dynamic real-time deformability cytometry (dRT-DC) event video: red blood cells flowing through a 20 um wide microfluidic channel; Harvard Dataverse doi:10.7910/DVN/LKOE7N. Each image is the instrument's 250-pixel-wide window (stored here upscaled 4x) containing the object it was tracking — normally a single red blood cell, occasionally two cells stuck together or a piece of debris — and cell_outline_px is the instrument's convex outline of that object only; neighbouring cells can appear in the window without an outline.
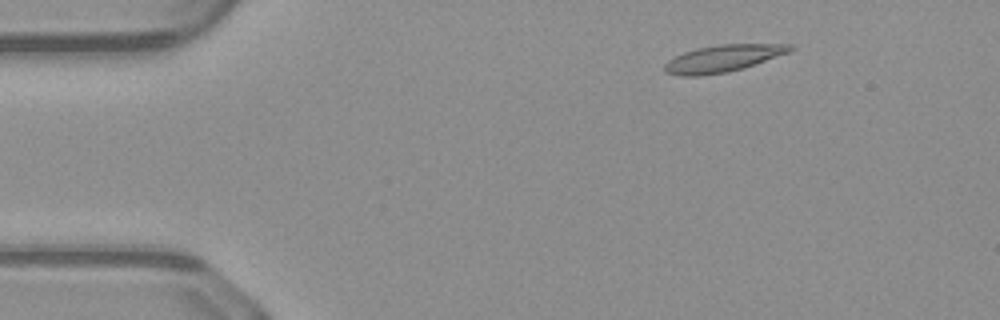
{"species": "common noctule bat (a hibernating species)", "species_latin": "Nyctalus noctula", "temperature_condition": "warm", "stored_images_in_passage": 44, "camera_frame_rate_fps": 3000, "um_per_image_px": 0.085, "animal": {"sex": "male", "body_mass_g": 23.1, "forearm_length_mm": 52.7}, "frame": {"image": 1, "passage_image": 1, "time_ms": 0.0, "image_size_px": [1000, 320], "cell_outline_px": [[796, 48], [792, 52], [744, 68], [728, 72], [700, 76], [676, 76], [664, 72], [664, 64], [668, 60], [684, 52], [696, 48], [720, 44], [792, 44]], "centroid_in_image_um": [61.48, 4.97], "position_along_channel_um": 23.5, "area_um2": 20.11}}
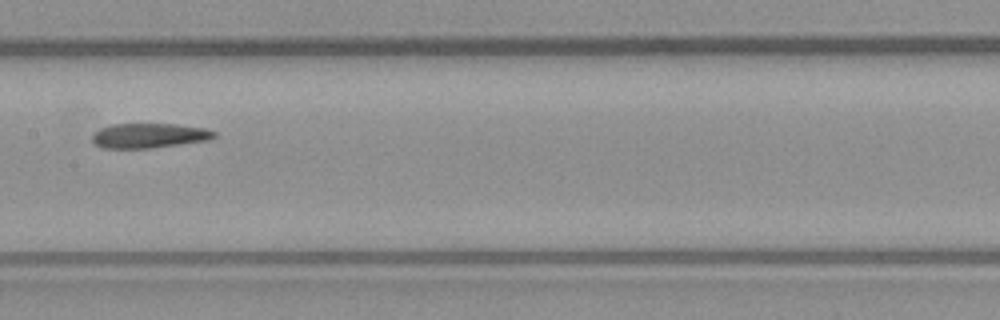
{"frame": {"image": 2, "passage_image": 19, "time_ms": 6.0, "image_size_px": [1000, 320], "cell_outline_px": [[216, 136], [212, 140], [152, 148], [104, 148], [96, 144], [92, 140], [92, 136], [100, 128], [112, 124], [176, 124], [204, 128], [216, 132]], "centroid_in_image_um": [12.72, 11.53], "position_along_channel_um": 194.7, "area_um2": 17.63}}
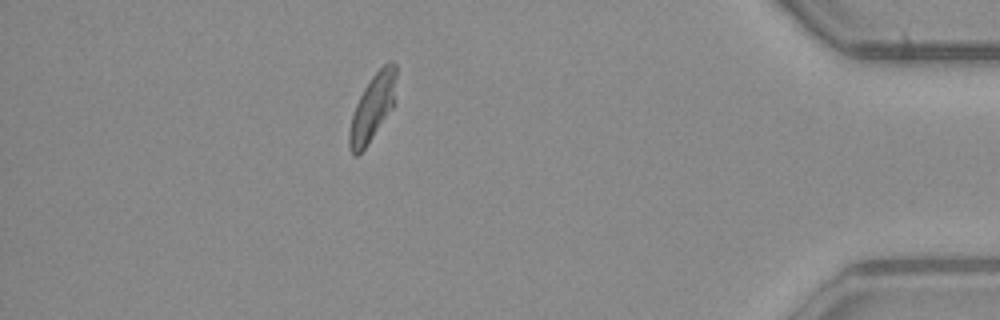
{"frame": {"image": 3, "passage_image": 38, "time_ms": 12.333, "image_size_px": [1000, 320], "cell_outline_px": [[396, 76], [392, 108], [364, 148], [356, 156], [348, 148], [348, 132], [352, 116], [356, 104], [364, 88], [372, 76], [388, 60], [392, 60], [396, 64]], "centroid_in_image_um": [31.65, 9.11], "position_along_channel_um": 403.6, "area_um2": 17.69}, "authors_computed_cell_mechanics": {"area_um2": 18.3804, "velocity_mm_per_s": 4.0974, "shape_relaxation_time_tau1_ms": null, "shape_relaxation_time_tau2_ms": 6.3044, "deformation_change_tau1": null, "deformation_change_tau2": 0.1139}}